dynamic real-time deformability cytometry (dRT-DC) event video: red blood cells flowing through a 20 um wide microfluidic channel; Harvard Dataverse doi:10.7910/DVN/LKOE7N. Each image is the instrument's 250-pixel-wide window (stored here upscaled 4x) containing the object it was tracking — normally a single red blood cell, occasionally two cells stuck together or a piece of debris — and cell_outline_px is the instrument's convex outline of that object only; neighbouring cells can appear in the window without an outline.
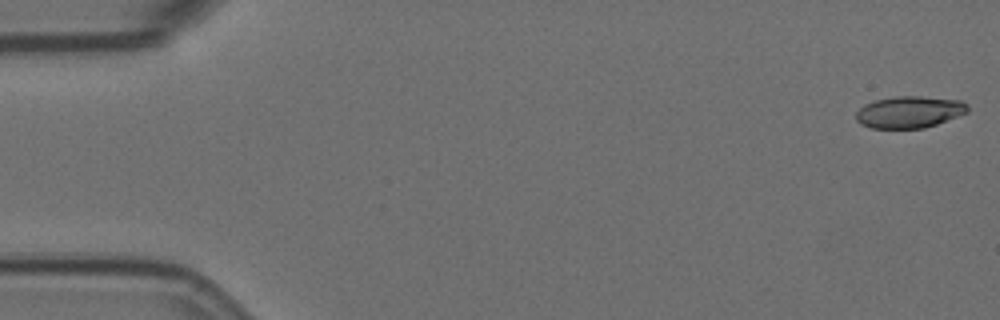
{"species": "Egyptian fruit bat (a non-hibernating species)", "species_latin": "Rousettus aegyptiacus", "temperature_condition": "room temperature", "stored_images_in_passage": 5, "camera_frame_rate_fps": 3000, "um_per_image_px": 0.085, "animal": {"sex": "female"}, "frame": {"image": 1, "passage_image": 1, "time_ms": 0.0, "image_size_px": [1000, 320], "cell_outline_px": [[968, 112], [936, 124], [924, 128], [872, 128], [860, 124], [856, 120], [856, 112], [864, 104], [876, 100], [896, 96], [920, 96], [960, 100], [968, 104]], "centroid_in_image_um": [77.29, 9.52], "position_along_channel_um": 7.7, "area_um2": 20.63}}
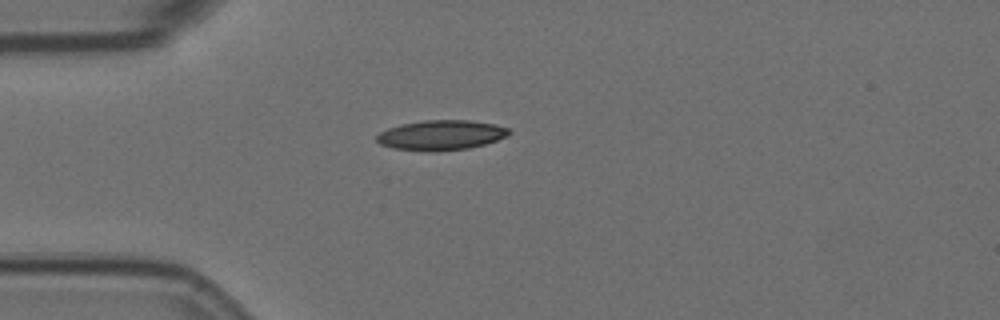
{"frame": {"image": 2, "passage_image": 5, "time_ms": 1.333, "image_size_px": [1000, 320], "cell_outline_px": [[512, 132], [508, 136], [484, 144], [468, 148], [432, 152], [392, 148], [380, 144], [376, 140], [376, 136], [380, 132], [388, 128], [400, 124], [424, 120], [468, 120], [496, 124], [508, 128]], "centroid_in_image_um": [37.49, 11.48], "position_along_channel_um": 47.5, "area_um2": 23.18}}